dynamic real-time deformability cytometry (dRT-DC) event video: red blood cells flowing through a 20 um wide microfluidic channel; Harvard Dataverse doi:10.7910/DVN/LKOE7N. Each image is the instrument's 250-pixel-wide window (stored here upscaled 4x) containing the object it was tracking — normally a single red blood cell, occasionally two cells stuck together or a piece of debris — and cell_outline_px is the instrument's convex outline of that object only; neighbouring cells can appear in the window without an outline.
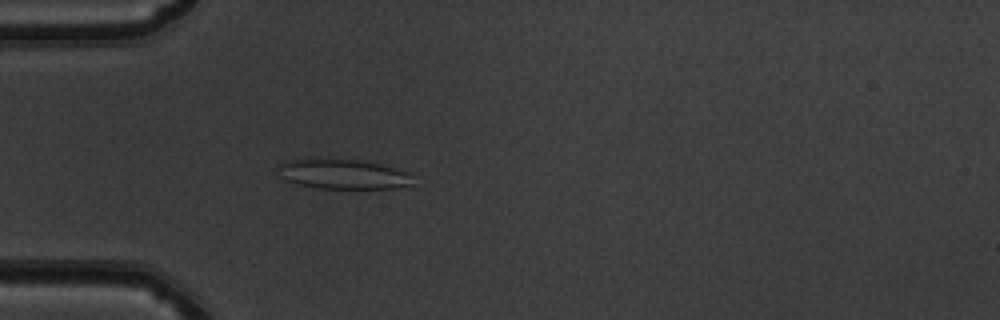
{"species": "common noctule bat (a hibernating species)", "species_latin": "Nyctalus noctula", "temperature_condition": "warm", "stored_images_in_passage": 50, "camera_frame_rate_fps": 3000, "um_per_image_px": 0.085, "animal": {"sex": "male", "body_mass_g": 19.5, "forearm_length_mm": 54.6}, "frame": {"image": 1, "passage_image": 15, "time_ms": 4.667, "image_size_px": [1000, 320], "cell_outline_px": [[412, 184], [392, 188], [316, 188], [284, 180], [280, 176], [276, 164], [284, 160], [308, 156], [320, 156], [364, 160], [380, 164], [408, 172]], "centroid_in_image_um": [29.0, 14.73], "position_along_channel_um": 56.0, "area_um2": 24.33}}
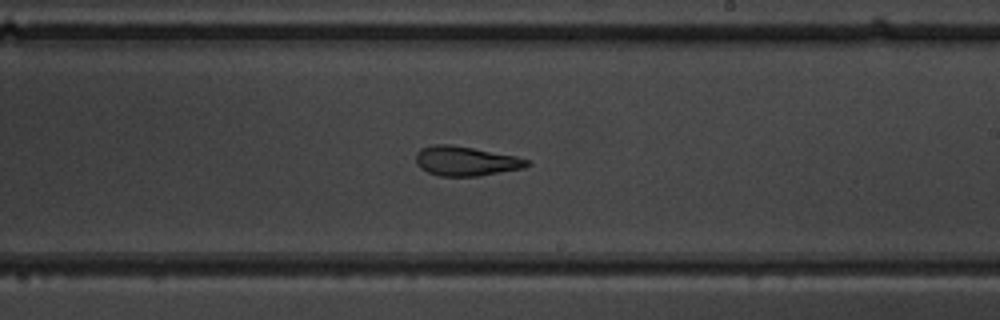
{"frame": {"image": 2, "passage_image": 30, "time_ms": 9.667, "image_size_px": [1000, 320], "cell_outline_px": [[532, 164], [524, 168], [480, 176], [440, 176], [428, 172], [420, 168], [416, 164], [416, 152], [420, 148], [436, 144], [448, 144], [472, 148], [516, 156], [528, 160]], "centroid_in_image_um": [39.58, 13.7], "position_along_channel_um": 249.4, "area_um2": 19.13}}
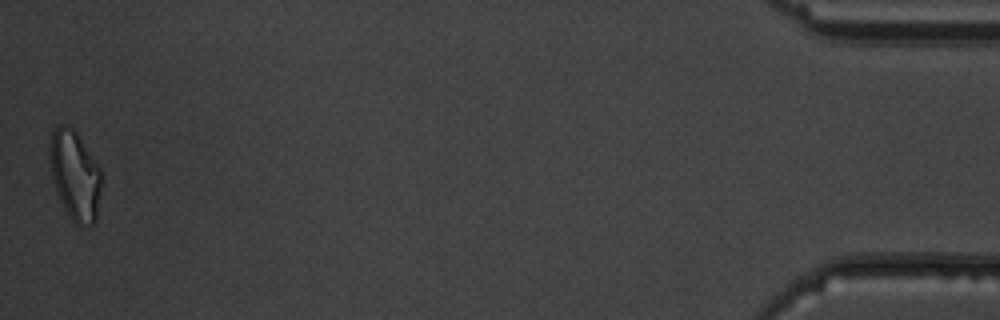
{"frame": {"image": 3, "passage_image": 50, "time_ms": 16.333, "image_size_px": [1000, 320], "cell_outline_px": [[100, 188], [96, 220], [92, 224], [76, 224], [72, 220], [64, 208], [56, 192], [52, 180], [48, 156], [48, 144], [52, 132], [60, 124], [68, 124], [76, 132], [100, 168]], "centroid_in_image_um": [6.32, 14.86], "position_along_channel_um": 428.9, "area_um2": 26.82}, "authors_computed_cell_mechanics": {"area_um2": 21.6172, "velocity_mm_per_s": 4.0285, "shape_relaxation_time_tau1_ms": 9.396, "shape_relaxation_time_tau2_ms": 1.503, "deformation_change_tau1": 0.2448, "deformation_change_tau2": 0.1018}}